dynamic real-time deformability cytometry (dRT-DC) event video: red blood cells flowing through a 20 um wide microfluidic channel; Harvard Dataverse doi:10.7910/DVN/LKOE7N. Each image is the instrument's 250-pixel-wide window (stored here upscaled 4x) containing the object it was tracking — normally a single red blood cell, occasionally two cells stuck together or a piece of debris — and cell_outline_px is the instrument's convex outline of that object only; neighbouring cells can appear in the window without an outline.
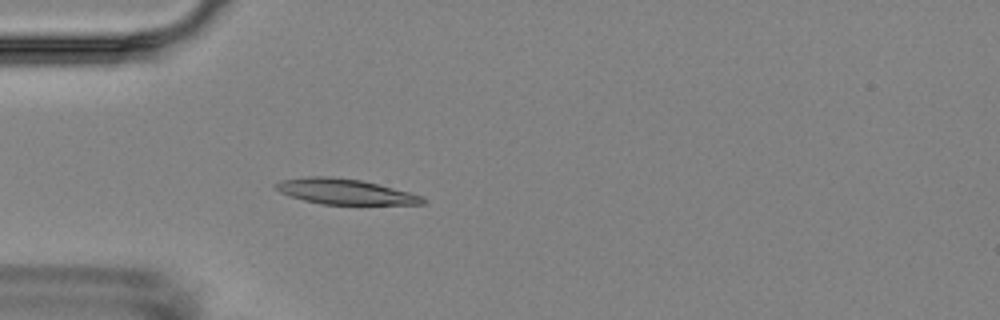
{"species": "Egyptian fruit bat (a non-hibernating species)", "species_latin": "Rousettus aegyptiacus", "temperature_condition": "room temperature", "stored_images_in_passage": 5, "camera_frame_rate_fps": 3000, "um_per_image_px": 0.085, "animal": {"sex": "female"}, "frame": {"image": 1, "passage_image": 5, "time_ms": 5.333, "image_size_px": [1000, 320], "cell_outline_px": [[424, 204], [320, 204], [304, 200], [280, 192], [272, 184], [280, 180], [308, 176], [332, 176], [360, 180], [424, 196]], "centroid_in_image_um": [29.27, 16.28], "position_along_channel_um": 55.7, "area_um2": 21.5}}